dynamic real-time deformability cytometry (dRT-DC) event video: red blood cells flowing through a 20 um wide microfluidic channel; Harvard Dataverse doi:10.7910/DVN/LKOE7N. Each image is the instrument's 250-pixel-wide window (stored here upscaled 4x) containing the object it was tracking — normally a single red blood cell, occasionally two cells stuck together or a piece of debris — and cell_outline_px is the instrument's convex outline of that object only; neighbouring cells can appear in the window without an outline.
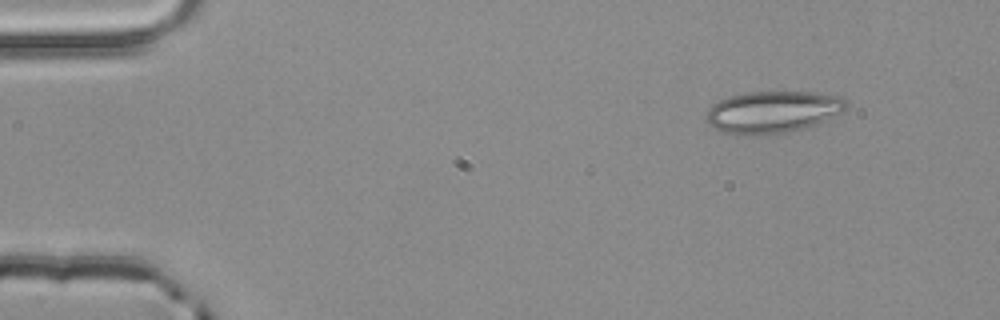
{"species": "common noctule bat (a hibernating species)", "species_latin": "Nyctalus noctula", "temperature_condition": "room temperature", "stored_images_in_passage": 3, "camera_frame_rate_fps": 3000, "um_per_image_px": 0.085, "animal": {"sex": "male", "body_mass_g": 20.4}, "frame": {"image": 1, "passage_image": 1, "time_ms": 0.0, "image_size_px": [1000, 320], "cell_outline_px": [[848, 108], [844, 112], [816, 124], [804, 128], [784, 132], [760, 136], [740, 136], [720, 132], [708, 124], [704, 120], [704, 112], [712, 104], [720, 100], [732, 96], [748, 92], [812, 92], [840, 96], [848, 100]], "centroid_in_image_um": [65.65, 9.54], "position_along_channel_um": 19.4, "area_um2": 34.91}}